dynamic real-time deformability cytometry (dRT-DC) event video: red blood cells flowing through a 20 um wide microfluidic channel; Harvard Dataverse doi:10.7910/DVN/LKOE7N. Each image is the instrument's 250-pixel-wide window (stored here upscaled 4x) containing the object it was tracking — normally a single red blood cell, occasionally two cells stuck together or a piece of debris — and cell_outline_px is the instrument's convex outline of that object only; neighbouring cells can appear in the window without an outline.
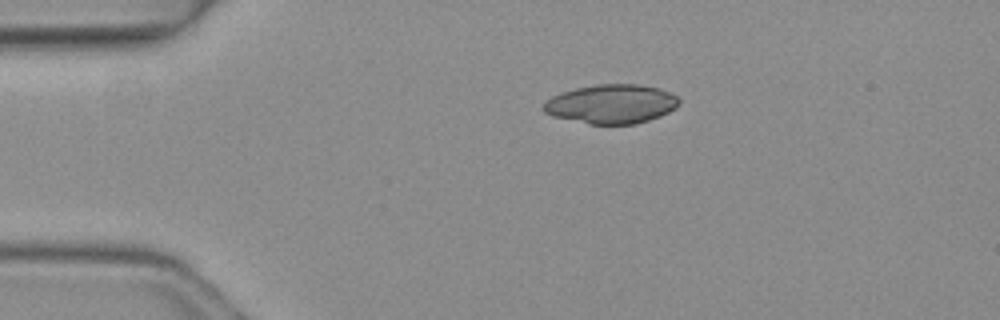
{"species": "common noctule bat (a hibernating species)", "species_latin": "Nyctalus noctula", "temperature_condition": "warm", "stored_images_in_passage": 2, "camera_frame_rate_fps": 3000, "um_per_image_px": 0.085, "animal": {"sex": "female", "body_mass_g": 19.3, "forearm_length_mm": 54.1}, "frame": {"image": 1, "passage_image": 1, "time_ms": 0.0, "image_size_px": [1000, 320], "cell_outline_px": [[680, 104], [676, 108], [660, 116], [636, 124], [588, 124], [552, 116], [544, 112], [540, 108], [544, 100], [560, 92], [576, 88], [596, 84], [640, 84], [660, 88], [676, 96], [680, 100]], "centroid_in_image_um": [51.93, 8.84], "position_along_channel_um": 33.1, "area_um2": 31.27}}